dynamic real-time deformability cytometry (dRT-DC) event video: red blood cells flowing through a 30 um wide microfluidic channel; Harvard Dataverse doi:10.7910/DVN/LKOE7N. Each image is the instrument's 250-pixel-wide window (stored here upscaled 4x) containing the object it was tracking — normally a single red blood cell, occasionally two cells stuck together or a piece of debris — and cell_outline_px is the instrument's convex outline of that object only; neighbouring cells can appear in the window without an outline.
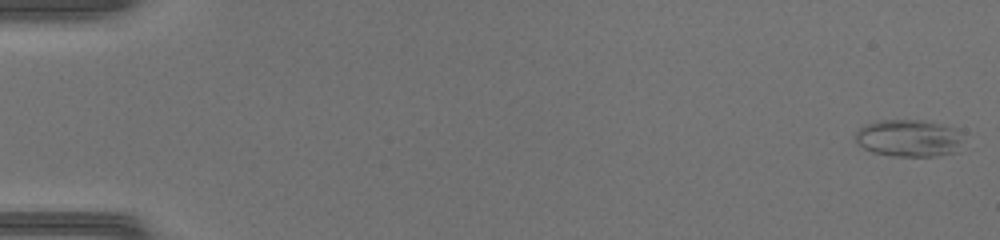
{"species": "common noctule bat (a hibernating species)", "species_latin": "Nyctalus noctula", "temperature_condition": "warm", "stored_images_in_passage": 50, "camera_frame_rate_fps": 3000, "um_per_image_px": 0.085, "animal": {"sex": "female", "body_mass_g": 17.0, "forearm_length_mm": 48.0}, "frame": {"image": 1, "passage_image": 1, "time_ms": 0.0, "image_size_px": [1000, 240], "cell_outline_px": [[960, 140], [956, 152], [936, 156], [892, 156], [872, 152], [864, 148], [856, 140], [856, 132], [860, 128], [868, 124], [880, 120], [924, 120], [956, 128]], "centroid_in_image_um": [77.22, 11.74], "position_along_channel_um": 7.8, "area_um2": 23.0}}
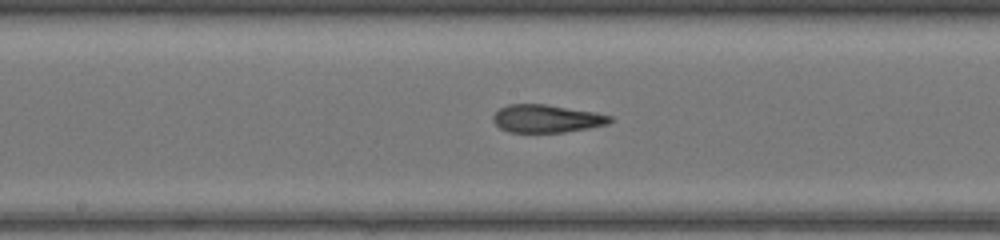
{"frame": {"image": 2, "passage_image": 27, "time_ms": 8.667, "image_size_px": [1000, 240], "cell_outline_px": [[612, 120], [608, 124], [588, 128], [564, 132], [508, 132], [500, 128], [492, 120], [492, 116], [500, 108], [508, 104], [548, 104], [596, 112], [612, 116]], "centroid_in_image_um": [46.46, 10.07], "position_along_channel_um": 201.7, "area_um2": 19.07}}
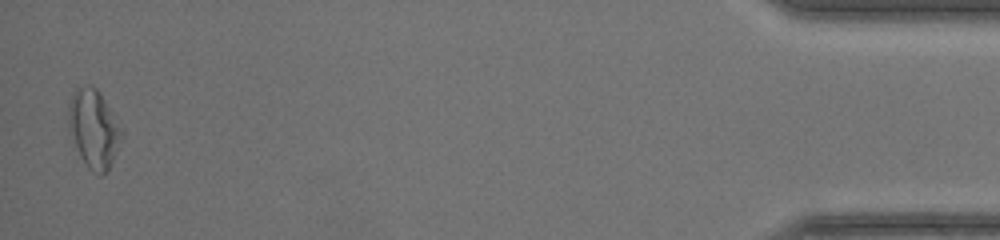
{"frame": {"image": 3, "passage_image": 49, "time_ms": 16.0, "image_size_px": [1000, 240], "cell_outline_px": [[124, 136], [108, 172], [100, 176], [92, 172], [84, 164], [80, 156], [68, 124], [68, 108], [72, 96], [76, 88], [88, 84], [92, 84], [100, 92], [124, 132]], "centroid_in_image_um": [8.0, 10.97], "position_along_channel_um": 427.2, "area_um2": 24.39}, "authors_computed_cell_mechanics": {"area_um2": 20.7502, "velocity_mm_per_s": 4.2799, "shape_relaxation_time_tau1_ms": 6.775, "shape_relaxation_time_tau2_ms": 1.7219, "deformation_change_tau1": 0.2371, "deformation_change_tau2": 0.1151}}